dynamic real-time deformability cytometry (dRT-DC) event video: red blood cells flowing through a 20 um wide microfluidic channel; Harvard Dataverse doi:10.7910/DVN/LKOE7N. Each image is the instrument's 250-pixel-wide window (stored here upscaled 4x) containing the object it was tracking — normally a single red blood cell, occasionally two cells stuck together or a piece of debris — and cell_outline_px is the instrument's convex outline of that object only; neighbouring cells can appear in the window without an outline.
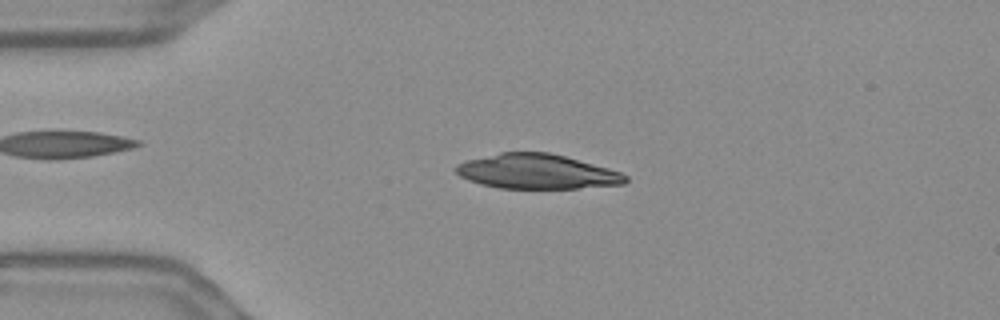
{"species": "Egyptian fruit bat (a non-hibernating species)", "species_latin": "Rousettus aegyptiacus", "temperature_condition": "warm", "stored_images_in_passage": 43, "camera_frame_rate_fps": 3000, "um_per_image_px": 0.085, "frame": {"image": 1, "passage_image": 1, "time_ms": 0.0, "image_size_px": [1000, 320], "cell_outline_px": [[628, 180], [624, 184], [580, 188], [500, 188], [480, 184], [468, 180], [460, 176], [452, 168], [456, 164], [468, 160], [500, 152], [548, 152], [564, 156], [608, 168], [620, 172], [628, 176]], "centroid_in_image_um": [45.62, 14.58], "position_along_channel_um": 39.4, "area_um2": 34.22}}
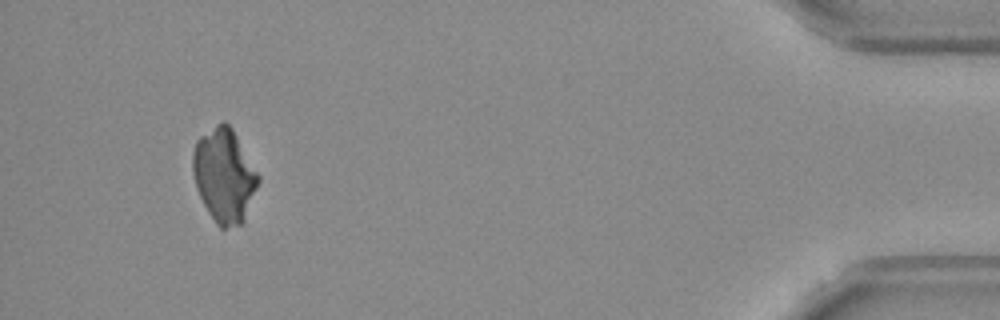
{"frame": {"image": 2, "passage_image": 40, "time_ms": 13.0, "image_size_px": [1000, 320], "cell_outline_px": [[260, 180], [244, 220], [240, 224], [224, 228], [220, 228], [216, 224], [208, 212], [196, 188], [192, 172], [192, 152], [196, 140], [200, 136], [220, 120], [224, 120], [232, 128], [260, 176]], "centroid_in_image_um": [19.04, 14.88], "position_along_channel_um": 416.2, "area_um2": 35.84}}